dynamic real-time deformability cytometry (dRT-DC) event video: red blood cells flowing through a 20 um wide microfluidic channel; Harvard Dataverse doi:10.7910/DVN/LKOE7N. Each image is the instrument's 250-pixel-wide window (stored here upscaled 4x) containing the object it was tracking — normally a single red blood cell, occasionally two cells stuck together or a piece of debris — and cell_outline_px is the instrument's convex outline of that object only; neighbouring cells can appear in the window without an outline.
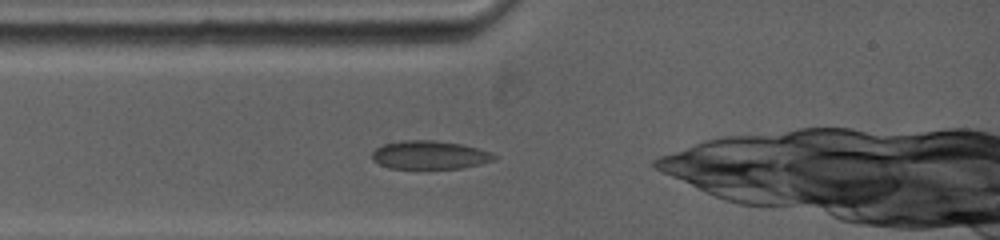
{"species": "common noctule bat (a hibernating species)", "species_latin": "Nyctalus noctula", "temperature_condition": "warm", "stored_images_in_passage": 13, "camera_frame_rate_fps": 5000, "um_per_image_px": 0.085, "animal": {"sex": "female", "body_mass_g": 19.0, "forearm_length_mm": 53.3}, "frame": {"image": 1, "passage_image": 2, "time_ms": 0.4, "image_size_px": [1000, 240], "cell_outline_px": [[496, 156], [492, 160], [460, 168], [388, 168], [372, 160], [372, 152], [376, 148], [384, 144], [404, 140], [432, 140], [460, 144], [476, 148], [488, 152]], "centroid_in_image_um": [36.43, 13.17], "position_along_channel_um": 48.6, "area_um2": 19.71}}
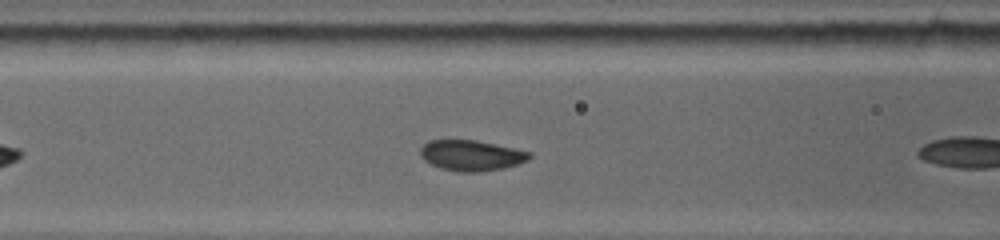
{"frame": {"image": 2, "passage_image": 8, "time_ms": 2.4, "image_size_px": [1000, 240], "cell_outline_px": [[532, 156], [528, 160], [504, 168], [480, 172], [460, 172], [440, 168], [424, 160], [420, 156], [420, 148], [428, 140], [476, 140], [532, 152]], "centroid_in_image_um": [40.05, 13.21], "position_along_channel_um": 126.5, "area_um2": 19.48}}
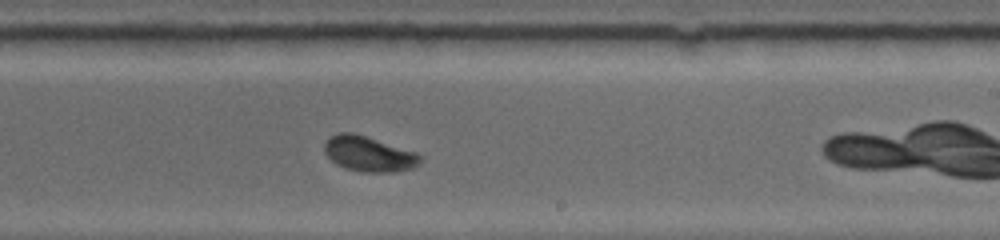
{"frame": {"image": 3, "passage_image": 13, "time_ms": 5.8, "image_size_px": [1000, 240], "cell_outline_px": [[424, 160], [412, 168], [392, 172], [364, 172], [344, 168], [336, 164], [324, 152], [324, 144], [332, 136], [340, 132], [352, 132], [416, 152], [424, 156]], "centroid_in_image_um": [31.38, 13.09], "position_along_channel_um": 257.6, "area_um2": 19.59}}